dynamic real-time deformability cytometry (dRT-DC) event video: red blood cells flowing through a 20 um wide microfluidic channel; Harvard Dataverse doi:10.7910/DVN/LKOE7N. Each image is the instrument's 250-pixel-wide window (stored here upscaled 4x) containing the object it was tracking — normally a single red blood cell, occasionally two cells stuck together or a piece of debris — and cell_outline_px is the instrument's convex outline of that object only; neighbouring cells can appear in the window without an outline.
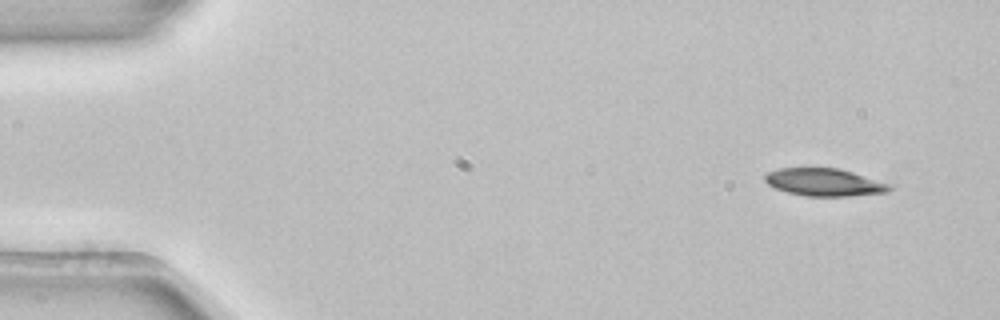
{"species": "common noctule bat (a hibernating species)", "species_latin": "Nyctalus noctula", "temperature_condition": "room temperature", "stored_images_in_passage": 3, "camera_frame_rate_fps": 3000, "um_per_image_px": 0.085, "animal": {"sex": "female", "body_mass_g": 22.7, "forearm_length_mm": 54.2}, "frame": {"image": 1, "passage_image": 1, "time_ms": 0.0, "image_size_px": [1000, 320], "cell_outline_px": [[892, 188], [888, 192], [848, 196], [804, 196], [788, 192], [776, 188], [768, 184], [764, 180], [764, 176], [768, 172], [780, 168], [836, 168], [852, 172], [892, 184]], "centroid_in_image_um": [70.08, 15.49], "position_along_channel_um": 14.9, "area_um2": 19.94}}
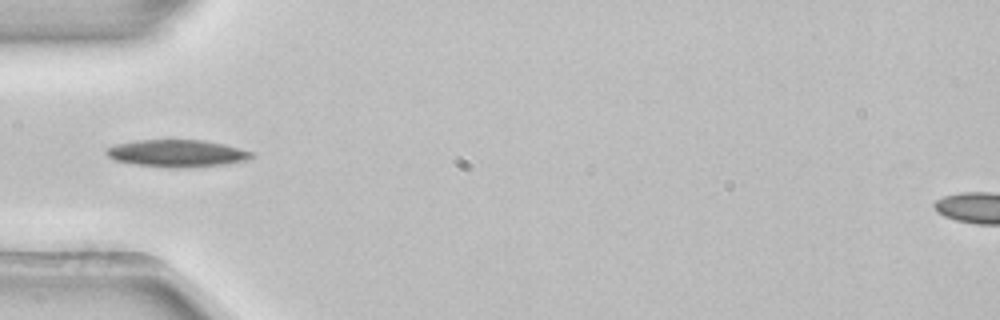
{"frame": {"image": 2, "passage_image": 3, "time_ms": 0.667, "image_size_px": [1000, 320], "cell_outline_px": [[256, 156], [248, 160], [224, 164], [184, 168], [168, 168], [132, 164], [112, 160], [104, 152], [104, 148], [116, 144], [136, 140], [204, 140], [252, 152]], "centroid_in_image_um": [14.96, 13.04], "position_along_channel_um": 70.0, "area_um2": 23.18}}